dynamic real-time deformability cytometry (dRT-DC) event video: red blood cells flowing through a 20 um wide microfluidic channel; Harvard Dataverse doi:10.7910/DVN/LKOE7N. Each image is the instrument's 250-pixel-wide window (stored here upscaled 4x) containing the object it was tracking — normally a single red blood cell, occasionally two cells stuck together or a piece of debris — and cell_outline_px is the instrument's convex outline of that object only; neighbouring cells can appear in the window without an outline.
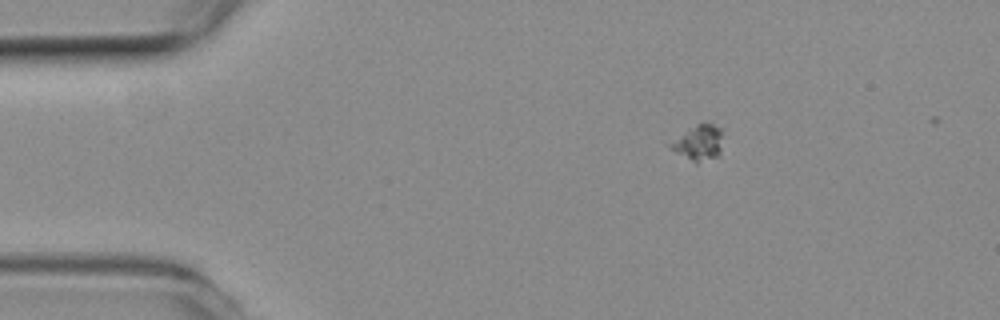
{"species": "common noctule bat (a hibernating species)", "species_latin": "Nyctalus noctula", "temperature_condition": "room temperature", "stored_images_in_passage": 5, "camera_frame_rate_fps": 3000, "um_per_image_px": 0.085, "animal": {"sex": "female", "body_mass_g": 19.3, "forearm_length_mm": 54.1}, "frame": {"image": 1, "passage_image": 3, "time_ms": 0.667, "image_size_px": [1000, 320], "cell_outline_px": [[720, 152], [716, 156], [696, 164], [676, 152], [664, 144], [696, 124], [704, 120], [720, 128]], "centroid_in_image_um": [59.3, 12.11], "position_along_channel_um": 25.7, "area_um2": 10.87}}
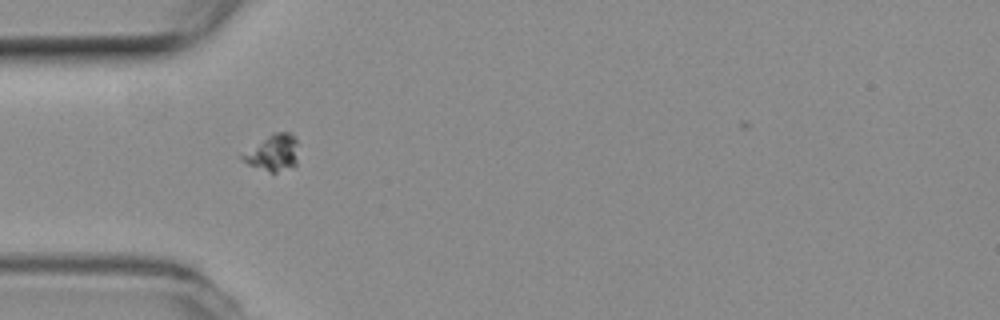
{"frame": {"image": 2, "passage_image": 5, "time_ms": 1.333, "image_size_px": [1000, 320], "cell_outline_px": [[296, 164], [276, 172], [268, 172], [248, 164], [240, 160], [240, 156], [272, 132], [288, 132], [296, 136]], "centroid_in_image_um": [23.18, 12.97], "position_along_channel_um": 61.8, "area_um2": 11.56}}